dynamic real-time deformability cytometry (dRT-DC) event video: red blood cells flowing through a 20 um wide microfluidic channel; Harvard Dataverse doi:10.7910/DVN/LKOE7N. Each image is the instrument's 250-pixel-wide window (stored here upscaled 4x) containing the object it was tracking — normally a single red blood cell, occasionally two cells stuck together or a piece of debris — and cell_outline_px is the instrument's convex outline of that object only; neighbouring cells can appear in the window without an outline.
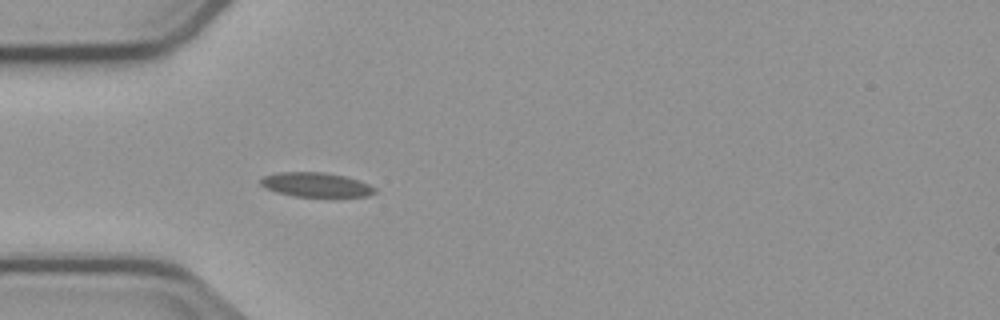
{"species": "common noctule bat (a hibernating species)", "species_latin": "Nyctalus noctula", "temperature_condition": "cold", "stored_images_in_passage": 4, "camera_frame_rate_fps": 3000, "um_per_image_px": 0.085, "animal": {"sex": "male", "body_mass_g": 23.1, "forearm_length_mm": 52.7}, "frame": {"image": 1, "passage_image": 4, "time_ms": 4.333, "image_size_px": [1000, 320], "cell_outline_px": [[376, 192], [368, 196], [332, 200], [296, 196], [276, 192], [260, 184], [260, 180], [264, 176], [280, 172], [324, 172], [344, 176], [368, 184], [376, 188]], "centroid_in_image_um": [26.94, 15.76], "position_along_channel_um": 58.1, "area_um2": 16.94}}